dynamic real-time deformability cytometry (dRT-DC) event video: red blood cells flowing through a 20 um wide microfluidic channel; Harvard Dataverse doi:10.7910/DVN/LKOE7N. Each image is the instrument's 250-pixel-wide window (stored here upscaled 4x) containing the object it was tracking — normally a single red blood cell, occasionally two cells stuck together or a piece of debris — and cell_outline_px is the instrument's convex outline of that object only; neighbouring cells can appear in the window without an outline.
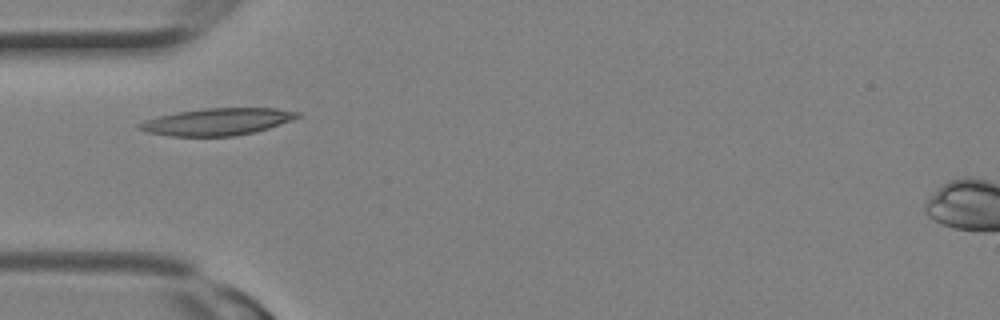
{"species": "Egyptian fruit bat (a non-hibernating species)", "species_latin": "Rousettus aegyptiacus", "temperature_condition": "room temperature", "stored_images_in_passage": 1, "camera_frame_rate_fps": 3000, "um_per_image_px": 0.085, "animal": {"sex": "female"}, "frame": {"image": 1, "passage_image": 1, "time_ms": 0.0, "image_size_px": [1000, 320], "cell_outline_px": [[300, 116], [292, 120], [256, 132], [232, 136], [172, 136], [148, 132], [136, 128], [136, 124], [144, 120], [160, 116], [180, 112], [204, 108], [276, 108], [300, 112]], "centroid_in_image_um": [18.47, 10.35], "position_along_channel_um": 66.5, "area_um2": 24.8}}